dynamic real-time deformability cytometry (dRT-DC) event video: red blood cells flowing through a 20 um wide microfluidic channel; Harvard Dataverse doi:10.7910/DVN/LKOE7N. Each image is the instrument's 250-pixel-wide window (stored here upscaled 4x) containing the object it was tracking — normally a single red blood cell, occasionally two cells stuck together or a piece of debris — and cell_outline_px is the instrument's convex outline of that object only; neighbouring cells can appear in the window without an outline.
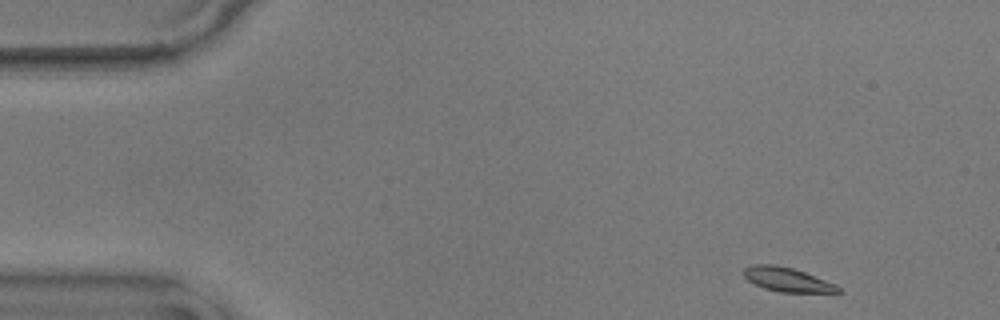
{"species": "common noctule bat (a hibernating species)", "species_latin": "Nyctalus noctula", "temperature_condition": "warm", "stored_images_in_passage": 52, "camera_frame_rate_fps": 3000, "um_per_image_px": 0.085, "animal": {"sex": "male", "body_mass_g": 17.9}, "frame": {"image": 1, "passage_image": 1, "time_ms": 0.0, "image_size_px": [1000, 320], "cell_outline_px": [[844, 292], [780, 292], [764, 288], [748, 280], [744, 276], [744, 268], [752, 264], [772, 264], [792, 268], [804, 272], [836, 284]], "centroid_in_image_um": [66.92, 23.76], "position_along_channel_um": 18.1, "area_um2": 13.12}}
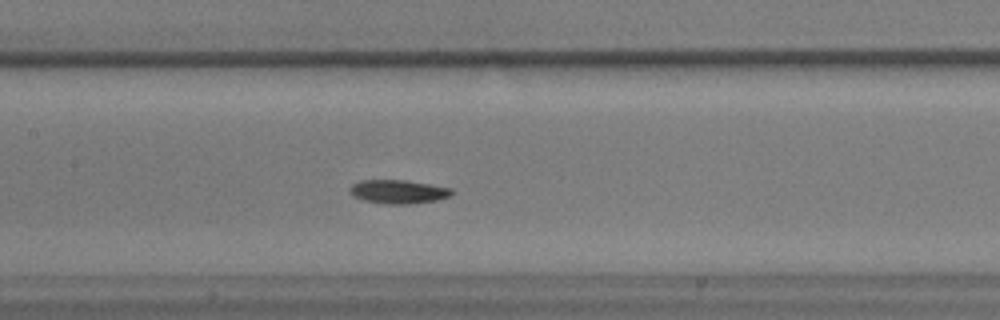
{"frame": {"image": 2, "passage_image": 22, "time_ms": 7.0, "image_size_px": [1000, 320], "cell_outline_px": [[456, 192], [452, 196], [436, 200], [408, 204], [388, 204], [364, 200], [352, 196], [348, 192], [348, 188], [352, 184], [360, 180], [404, 180], [452, 188]], "centroid_in_image_um": [33.85, 16.29], "position_along_channel_um": 173.6, "area_um2": 14.22}}
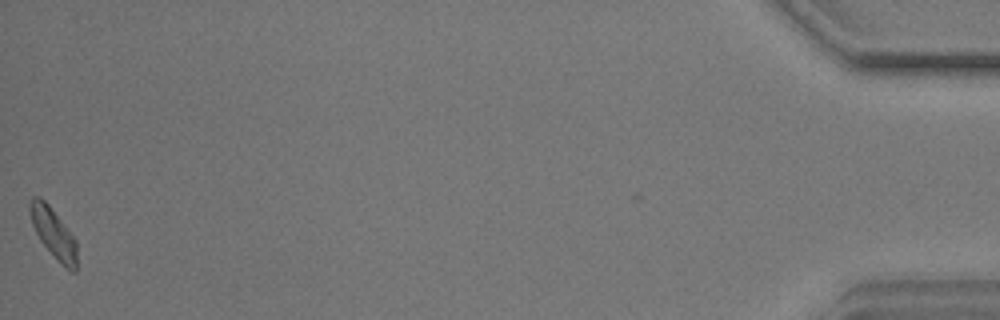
{"frame": {"image": 3, "passage_image": 52, "time_ms": 17.0, "image_size_px": [1000, 320], "cell_outline_px": [[76, 272], [72, 272], [64, 268], [56, 260], [40, 240], [32, 224], [28, 208], [28, 204], [32, 196], [40, 196], [48, 204], [76, 240]], "centroid_in_image_um": [4.52, 19.82], "position_along_channel_um": 430.7, "area_um2": 13.7}, "authors_computed_cell_mechanics": {"area_um2": 13.6986, "velocity_mm_per_s": 3.552, "shape_relaxation_time_tau1_ms": 5.5741, "shape_relaxation_time_tau2_ms": 8.6487, "deformation_change_tau1": 0.1464, "deformation_change_tau2": 0.1485}}